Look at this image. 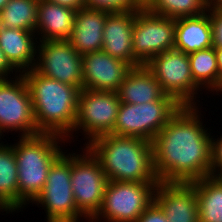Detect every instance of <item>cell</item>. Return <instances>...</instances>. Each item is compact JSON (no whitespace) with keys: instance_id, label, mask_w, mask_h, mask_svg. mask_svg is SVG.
<instances>
[{"instance_id":"33","label":"cell","mask_w":222,"mask_h":222,"mask_svg":"<svg viewBox=\"0 0 222 222\" xmlns=\"http://www.w3.org/2000/svg\"><path fill=\"white\" fill-rule=\"evenodd\" d=\"M217 56V66L219 70L220 79L222 80V48H215Z\"/></svg>"},{"instance_id":"26","label":"cell","mask_w":222,"mask_h":222,"mask_svg":"<svg viewBox=\"0 0 222 222\" xmlns=\"http://www.w3.org/2000/svg\"><path fill=\"white\" fill-rule=\"evenodd\" d=\"M209 6L208 0H153L146 9L155 15L177 19L205 13Z\"/></svg>"},{"instance_id":"10","label":"cell","mask_w":222,"mask_h":222,"mask_svg":"<svg viewBox=\"0 0 222 222\" xmlns=\"http://www.w3.org/2000/svg\"><path fill=\"white\" fill-rule=\"evenodd\" d=\"M12 79H0V133L19 131V137L41 134L25 78L19 74Z\"/></svg>"},{"instance_id":"22","label":"cell","mask_w":222,"mask_h":222,"mask_svg":"<svg viewBox=\"0 0 222 222\" xmlns=\"http://www.w3.org/2000/svg\"><path fill=\"white\" fill-rule=\"evenodd\" d=\"M0 209L18 212V167L11 145H0Z\"/></svg>"},{"instance_id":"4","label":"cell","mask_w":222,"mask_h":222,"mask_svg":"<svg viewBox=\"0 0 222 222\" xmlns=\"http://www.w3.org/2000/svg\"><path fill=\"white\" fill-rule=\"evenodd\" d=\"M18 140L11 146L18 167V211H21L42 192L51 165L63 153L61 142L68 141L43 133Z\"/></svg>"},{"instance_id":"35","label":"cell","mask_w":222,"mask_h":222,"mask_svg":"<svg viewBox=\"0 0 222 222\" xmlns=\"http://www.w3.org/2000/svg\"><path fill=\"white\" fill-rule=\"evenodd\" d=\"M213 178L220 184L222 185V170L218 171Z\"/></svg>"},{"instance_id":"36","label":"cell","mask_w":222,"mask_h":222,"mask_svg":"<svg viewBox=\"0 0 222 222\" xmlns=\"http://www.w3.org/2000/svg\"><path fill=\"white\" fill-rule=\"evenodd\" d=\"M10 0H0V11L6 6Z\"/></svg>"},{"instance_id":"16","label":"cell","mask_w":222,"mask_h":222,"mask_svg":"<svg viewBox=\"0 0 222 222\" xmlns=\"http://www.w3.org/2000/svg\"><path fill=\"white\" fill-rule=\"evenodd\" d=\"M135 10L111 12L105 21L102 50L114 58H118L132 68L143 64L132 51V36Z\"/></svg>"},{"instance_id":"20","label":"cell","mask_w":222,"mask_h":222,"mask_svg":"<svg viewBox=\"0 0 222 222\" xmlns=\"http://www.w3.org/2000/svg\"><path fill=\"white\" fill-rule=\"evenodd\" d=\"M75 13L71 8L39 0L35 30L38 41L68 40L74 28Z\"/></svg>"},{"instance_id":"2","label":"cell","mask_w":222,"mask_h":222,"mask_svg":"<svg viewBox=\"0 0 222 222\" xmlns=\"http://www.w3.org/2000/svg\"><path fill=\"white\" fill-rule=\"evenodd\" d=\"M22 75L31 95L38 131L73 140L71 132L75 127L80 89L43 76L34 68Z\"/></svg>"},{"instance_id":"27","label":"cell","mask_w":222,"mask_h":222,"mask_svg":"<svg viewBox=\"0 0 222 222\" xmlns=\"http://www.w3.org/2000/svg\"><path fill=\"white\" fill-rule=\"evenodd\" d=\"M85 5L92 9L109 12H124L142 9L134 0H85Z\"/></svg>"},{"instance_id":"15","label":"cell","mask_w":222,"mask_h":222,"mask_svg":"<svg viewBox=\"0 0 222 222\" xmlns=\"http://www.w3.org/2000/svg\"><path fill=\"white\" fill-rule=\"evenodd\" d=\"M154 201L163 210L168 222H198V200L192 182L159 181Z\"/></svg>"},{"instance_id":"19","label":"cell","mask_w":222,"mask_h":222,"mask_svg":"<svg viewBox=\"0 0 222 222\" xmlns=\"http://www.w3.org/2000/svg\"><path fill=\"white\" fill-rule=\"evenodd\" d=\"M121 103L143 104L157 100H175L166 95L145 65L131 68L116 91Z\"/></svg>"},{"instance_id":"8","label":"cell","mask_w":222,"mask_h":222,"mask_svg":"<svg viewBox=\"0 0 222 222\" xmlns=\"http://www.w3.org/2000/svg\"><path fill=\"white\" fill-rule=\"evenodd\" d=\"M145 66L166 95L181 106H197L195 100L202 90L193 80L188 54L176 49L168 50L152 57Z\"/></svg>"},{"instance_id":"31","label":"cell","mask_w":222,"mask_h":222,"mask_svg":"<svg viewBox=\"0 0 222 222\" xmlns=\"http://www.w3.org/2000/svg\"><path fill=\"white\" fill-rule=\"evenodd\" d=\"M14 71H15V76H18L16 74L17 71L9 64L4 55V52L0 48V79H10L9 78L11 76L10 74H13Z\"/></svg>"},{"instance_id":"32","label":"cell","mask_w":222,"mask_h":222,"mask_svg":"<svg viewBox=\"0 0 222 222\" xmlns=\"http://www.w3.org/2000/svg\"><path fill=\"white\" fill-rule=\"evenodd\" d=\"M45 1L50 2V3H54V4H58L61 6H65V7L71 8L75 11H78V10L86 7L85 0H45Z\"/></svg>"},{"instance_id":"28","label":"cell","mask_w":222,"mask_h":222,"mask_svg":"<svg viewBox=\"0 0 222 222\" xmlns=\"http://www.w3.org/2000/svg\"><path fill=\"white\" fill-rule=\"evenodd\" d=\"M207 12L211 20L213 47L222 48V4H210Z\"/></svg>"},{"instance_id":"37","label":"cell","mask_w":222,"mask_h":222,"mask_svg":"<svg viewBox=\"0 0 222 222\" xmlns=\"http://www.w3.org/2000/svg\"><path fill=\"white\" fill-rule=\"evenodd\" d=\"M210 4H222V0H208Z\"/></svg>"},{"instance_id":"1","label":"cell","mask_w":222,"mask_h":222,"mask_svg":"<svg viewBox=\"0 0 222 222\" xmlns=\"http://www.w3.org/2000/svg\"><path fill=\"white\" fill-rule=\"evenodd\" d=\"M198 109L181 106L152 140L153 167L160 182L191 183L211 176L212 136Z\"/></svg>"},{"instance_id":"23","label":"cell","mask_w":222,"mask_h":222,"mask_svg":"<svg viewBox=\"0 0 222 222\" xmlns=\"http://www.w3.org/2000/svg\"><path fill=\"white\" fill-rule=\"evenodd\" d=\"M194 82L201 88L219 95L222 92V80L217 66L215 48L212 46L188 54Z\"/></svg>"},{"instance_id":"24","label":"cell","mask_w":222,"mask_h":222,"mask_svg":"<svg viewBox=\"0 0 222 222\" xmlns=\"http://www.w3.org/2000/svg\"><path fill=\"white\" fill-rule=\"evenodd\" d=\"M192 183L198 200V222H222V185L212 176Z\"/></svg>"},{"instance_id":"29","label":"cell","mask_w":222,"mask_h":222,"mask_svg":"<svg viewBox=\"0 0 222 222\" xmlns=\"http://www.w3.org/2000/svg\"><path fill=\"white\" fill-rule=\"evenodd\" d=\"M136 222H168V220L160 206L153 201Z\"/></svg>"},{"instance_id":"17","label":"cell","mask_w":222,"mask_h":222,"mask_svg":"<svg viewBox=\"0 0 222 222\" xmlns=\"http://www.w3.org/2000/svg\"><path fill=\"white\" fill-rule=\"evenodd\" d=\"M110 13L88 7L76 11L74 28L68 41L81 56L102 50L105 21Z\"/></svg>"},{"instance_id":"18","label":"cell","mask_w":222,"mask_h":222,"mask_svg":"<svg viewBox=\"0 0 222 222\" xmlns=\"http://www.w3.org/2000/svg\"><path fill=\"white\" fill-rule=\"evenodd\" d=\"M35 37V32L0 26V48L19 74L33 69L36 64L38 38Z\"/></svg>"},{"instance_id":"6","label":"cell","mask_w":222,"mask_h":222,"mask_svg":"<svg viewBox=\"0 0 222 222\" xmlns=\"http://www.w3.org/2000/svg\"><path fill=\"white\" fill-rule=\"evenodd\" d=\"M158 183L108 181L104 199L97 214L90 222H136L154 201ZM97 220V221H96Z\"/></svg>"},{"instance_id":"25","label":"cell","mask_w":222,"mask_h":222,"mask_svg":"<svg viewBox=\"0 0 222 222\" xmlns=\"http://www.w3.org/2000/svg\"><path fill=\"white\" fill-rule=\"evenodd\" d=\"M39 0H10L0 11V26L35 32Z\"/></svg>"},{"instance_id":"5","label":"cell","mask_w":222,"mask_h":222,"mask_svg":"<svg viewBox=\"0 0 222 222\" xmlns=\"http://www.w3.org/2000/svg\"><path fill=\"white\" fill-rule=\"evenodd\" d=\"M32 204L43 207L47 222H80L82 217L87 219L78 210L72 192L71 153L63 152L54 161L42 192Z\"/></svg>"},{"instance_id":"34","label":"cell","mask_w":222,"mask_h":222,"mask_svg":"<svg viewBox=\"0 0 222 222\" xmlns=\"http://www.w3.org/2000/svg\"><path fill=\"white\" fill-rule=\"evenodd\" d=\"M142 9L148 7L153 0H134Z\"/></svg>"},{"instance_id":"9","label":"cell","mask_w":222,"mask_h":222,"mask_svg":"<svg viewBox=\"0 0 222 222\" xmlns=\"http://www.w3.org/2000/svg\"><path fill=\"white\" fill-rule=\"evenodd\" d=\"M82 152L71 154V183L76 206L89 222L101 208L108 179L86 146Z\"/></svg>"},{"instance_id":"3","label":"cell","mask_w":222,"mask_h":222,"mask_svg":"<svg viewBox=\"0 0 222 222\" xmlns=\"http://www.w3.org/2000/svg\"><path fill=\"white\" fill-rule=\"evenodd\" d=\"M83 145L98 159L108 181L159 182L147 140L103 134Z\"/></svg>"},{"instance_id":"14","label":"cell","mask_w":222,"mask_h":222,"mask_svg":"<svg viewBox=\"0 0 222 222\" xmlns=\"http://www.w3.org/2000/svg\"><path fill=\"white\" fill-rule=\"evenodd\" d=\"M131 66L103 50L82 55V89L117 91Z\"/></svg>"},{"instance_id":"21","label":"cell","mask_w":222,"mask_h":222,"mask_svg":"<svg viewBox=\"0 0 222 222\" xmlns=\"http://www.w3.org/2000/svg\"><path fill=\"white\" fill-rule=\"evenodd\" d=\"M213 46L209 13L175 19L174 49L186 54Z\"/></svg>"},{"instance_id":"12","label":"cell","mask_w":222,"mask_h":222,"mask_svg":"<svg viewBox=\"0 0 222 222\" xmlns=\"http://www.w3.org/2000/svg\"><path fill=\"white\" fill-rule=\"evenodd\" d=\"M175 19L135 10L132 36L134 56L145 65L152 57L174 49Z\"/></svg>"},{"instance_id":"13","label":"cell","mask_w":222,"mask_h":222,"mask_svg":"<svg viewBox=\"0 0 222 222\" xmlns=\"http://www.w3.org/2000/svg\"><path fill=\"white\" fill-rule=\"evenodd\" d=\"M34 69L43 76L82 90V56L68 40L39 41Z\"/></svg>"},{"instance_id":"7","label":"cell","mask_w":222,"mask_h":222,"mask_svg":"<svg viewBox=\"0 0 222 222\" xmlns=\"http://www.w3.org/2000/svg\"><path fill=\"white\" fill-rule=\"evenodd\" d=\"M180 108L181 105L176 100H157L143 104L121 103L110 134L152 142Z\"/></svg>"},{"instance_id":"11","label":"cell","mask_w":222,"mask_h":222,"mask_svg":"<svg viewBox=\"0 0 222 222\" xmlns=\"http://www.w3.org/2000/svg\"><path fill=\"white\" fill-rule=\"evenodd\" d=\"M120 104L115 91L80 90L77 117L71 136H74V131L82 129L84 141L86 139L88 143L100 135L110 134L114 129Z\"/></svg>"},{"instance_id":"30","label":"cell","mask_w":222,"mask_h":222,"mask_svg":"<svg viewBox=\"0 0 222 222\" xmlns=\"http://www.w3.org/2000/svg\"><path fill=\"white\" fill-rule=\"evenodd\" d=\"M211 152V176L213 177L218 171L222 170V136L217 139L212 136Z\"/></svg>"}]
</instances>
